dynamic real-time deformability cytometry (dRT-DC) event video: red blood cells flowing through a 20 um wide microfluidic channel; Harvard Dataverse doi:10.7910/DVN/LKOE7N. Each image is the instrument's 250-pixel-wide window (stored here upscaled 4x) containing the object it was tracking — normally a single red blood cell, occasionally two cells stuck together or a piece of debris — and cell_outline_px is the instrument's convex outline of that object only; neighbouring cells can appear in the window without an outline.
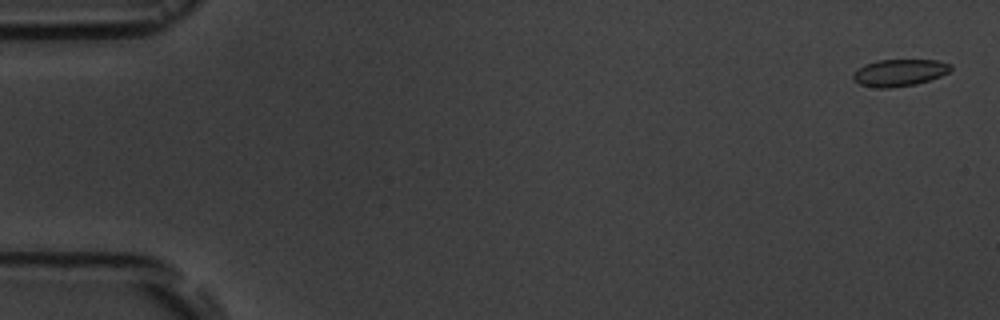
{"species": "common noctule bat (a hibernating species)", "species_latin": "Nyctalus noctula", "temperature_condition": "room temperature", "stored_images_in_passage": 7, "camera_frame_rate_fps": 3000, "um_per_image_px": 0.085, "animal": {"sex": "male", "body_mass_g": 19.5, "forearm_length_mm": 54.6}, "frame": {"image": 1, "passage_image": 1, "time_ms": 0.0, "image_size_px": [1000, 320], "cell_outline_px": [[952, 68], [948, 72], [940, 76], [916, 84], [888, 88], [880, 88], [860, 84], [852, 80], [852, 76], [864, 64], [880, 60], [936, 60], [952, 64]], "centroid_in_image_um": [76.46, 6.17], "position_along_channel_um": 8.5, "area_um2": 15.14}}
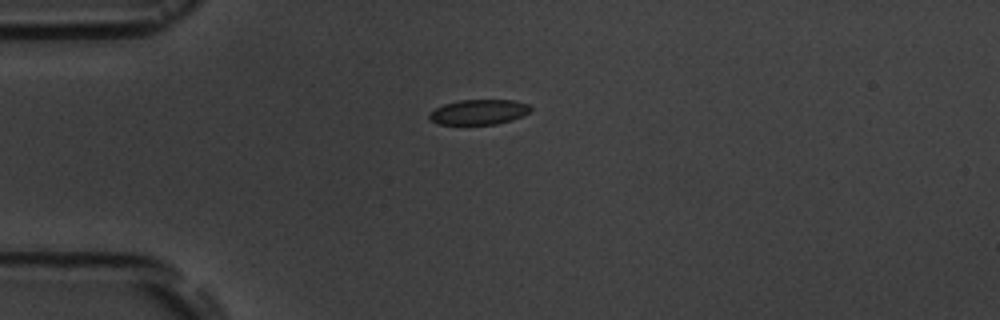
{"frame": {"image": 2, "passage_image": 5, "time_ms": 4.333, "image_size_px": [1000, 320], "cell_outline_px": [[532, 112], [512, 120], [496, 124], [436, 124], [428, 116], [436, 108], [444, 104], [460, 100], [516, 100], [528, 104], [532, 108]], "centroid_in_image_um": [40.76, 9.52], "position_along_channel_um": 44.2, "area_um2": 14.8}}
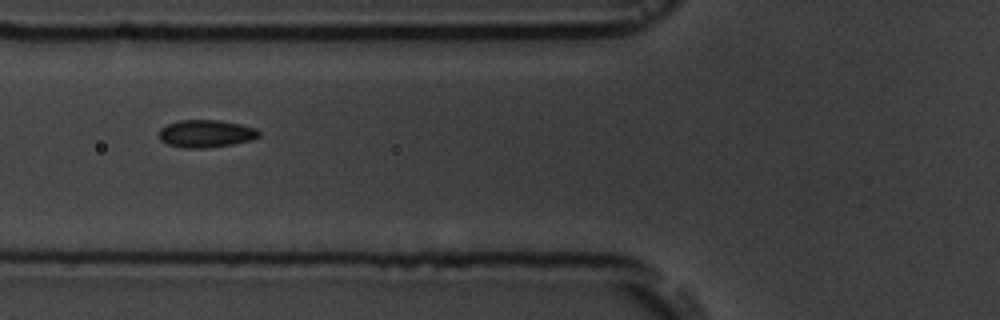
{"frame": {"image": 3, "passage_image": 7, "time_ms": 6.667, "image_size_px": [1000, 320], "cell_outline_px": [[260, 136], [252, 140], [232, 144], [204, 148], [184, 148], [168, 144], [160, 140], [160, 128], [168, 124], [180, 120], [220, 120], [240, 124], [256, 128], [260, 132]], "centroid_in_image_um": [17.53, 11.35], "position_along_channel_um": 108.3, "area_um2": 16.01}}